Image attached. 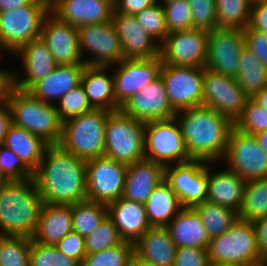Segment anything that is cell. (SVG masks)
<instances>
[{
	"instance_id": "6da1fadb",
	"label": "cell",
	"mask_w": 267,
	"mask_h": 266,
	"mask_svg": "<svg viewBox=\"0 0 267 266\" xmlns=\"http://www.w3.org/2000/svg\"><path fill=\"white\" fill-rule=\"evenodd\" d=\"M33 179L45 204L73 205L86 201V161L48 145Z\"/></svg>"
},
{
	"instance_id": "7a4b0ae2",
	"label": "cell",
	"mask_w": 267,
	"mask_h": 266,
	"mask_svg": "<svg viewBox=\"0 0 267 266\" xmlns=\"http://www.w3.org/2000/svg\"><path fill=\"white\" fill-rule=\"evenodd\" d=\"M186 150L193 160H223L234 124L216 110L201 105L176 112Z\"/></svg>"
},
{
	"instance_id": "3957f363",
	"label": "cell",
	"mask_w": 267,
	"mask_h": 266,
	"mask_svg": "<svg viewBox=\"0 0 267 266\" xmlns=\"http://www.w3.org/2000/svg\"><path fill=\"white\" fill-rule=\"evenodd\" d=\"M43 205L33 178L6 181L0 188V235L33 238Z\"/></svg>"
},
{
	"instance_id": "277c9868",
	"label": "cell",
	"mask_w": 267,
	"mask_h": 266,
	"mask_svg": "<svg viewBox=\"0 0 267 266\" xmlns=\"http://www.w3.org/2000/svg\"><path fill=\"white\" fill-rule=\"evenodd\" d=\"M11 123L26 129L48 145L59 144L63 122L55 104L45 103L27 90L12 87L7 102Z\"/></svg>"
},
{
	"instance_id": "5b68a950",
	"label": "cell",
	"mask_w": 267,
	"mask_h": 266,
	"mask_svg": "<svg viewBox=\"0 0 267 266\" xmlns=\"http://www.w3.org/2000/svg\"><path fill=\"white\" fill-rule=\"evenodd\" d=\"M110 111L92 109L63 123L59 145L85 161L104 157L105 127Z\"/></svg>"
},
{
	"instance_id": "8992f818",
	"label": "cell",
	"mask_w": 267,
	"mask_h": 266,
	"mask_svg": "<svg viewBox=\"0 0 267 266\" xmlns=\"http://www.w3.org/2000/svg\"><path fill=\"white\" fill-rule=\"evenodd\" d=\"M209 262L235 266H257L267 261L260 255L252 222L238 219L222 235L210 239Z\"/></svg>"
},
{
	"instance_id": "52a82bcc",
	"label": "cell",
	"mask_w": 267,
	"mask_h": 266,
	"mask_svg": "<svg viewBox=\"0 0 267 266\" xmlns=\"http://www.w3.org/2000/svg\"><path fill=\"white\" fill-rule=\"evenodd\" d=\"M145 123L121 109L110 112L105 127L104 157L130 165L145 158Z\"/></svg>"
},
{
	"instance_id": "ba28073f",
	"label": "cell",
	"mask_w": 267,
	"mask_h": 266,
	"mask_svg": "<svg viewBox=\"0 0 267 266\" xmlns=\"http://www.w3.org/2000/svg\"><path fill=\"white\" fill-rule=\"evenodd\" d=\"M50 12V0H33L29 5L0 12V42L15 54L26 43L40 37L42 23Z\"/></svg>"
},
{
	"instance_id": "9c48e42d",
	"label": "cell",
	"mask_w": 267,
	"mask_h": 266,
	"mask_svg": "<svg viewBox=\"0 0 267 266\" xmlns=\"http://www.w3.org/2000/svg\"><path fill=\"white\" fill-rule=\"evenodd\" d=\"M144 150L146 159L164 167L192 160L175 117L145 123Z\"/></svg>"
},
{
	"instance_id": "30bf717a",
	"label": "cell",
	"mask_w": 267,
	"mask_h": 266,
	"mask_svg": "<svg viewBox=\"0 0 267 266\" xmlns=\"http://www.w3.org/2000/svg\"><path fill=\"white\" fill-rule=\"evenodd\" d=\"M223 160L228 169L246 182L267 178V152L254 135L242 133L235 127L230 131Z\"/></svg>"
},
{
	"instance_id": "8fae6325",
	"label": "cell",
	"mask_w": 267,
	"mask_h": 266,
	"mask_svg": "<svg viewBox=\"0 0 267 266\" xmlns=\"http://www.w3.org/2000/svg\"><path fill=\"white\" fill-rule=\"evenodd\" d=\"M128 165L106 157L86 161V200L108 205L124 192Z\"/></svg>"
},
{
	"instance_id": "7c38bea8",
	"label": "cell",
	"mask_w": 267,
	"mask_h": 266,
	"mask_svg": "<svg viewBox=\"0 0 267 266\" xmlns=\"http://www.w3.org/2000/svg\"><path fill=\"white\" fill-rule=\"evenodd\" d=\"M160 76L175 112L203 105L204 67L163 63Z\"/></svg>"
},
{
	"instance_id": "4fadbf2b",
	"label": "cell",
	"mask_w": 267,
	"mask_h": 266,
	"mask_svg": "<svg viewBox=\"0 0 267 266\" xmlns=\"http://www.w3.org/2000/svg\"><path fill=\"white\" fill-rule=\"evenodd\" d=\"M79 51L83 62L88 66H112L124 59L123 49L117 31L112 23L86 25L78 27ZM89 51L94 58L83 59Z\"/></svg>"
},
{
	"instance_id": "5bb4252c",
	"label": "cell",
	"mask_w": 267,
	"mask_h": 266,
	"mask_svg": "<svg viewBox=\"0 0 267 266\" xmlns=\"http://www.w3.org/2000/svg\"><path fill=\"white\" fill-rule=\"evenodd\" d=\"M248 99L235 78L215 73L204 67V106L216 110L234 124L241 117Z\"/></svg>"
},
{
	"instance_id": "9a60e30c",
	"label": "cell",
	"mask_w": 267,
	"mask_h": 266,
	"mask_svg": "<svg viewBox=\"0 0 267 266\" xmlns=\"http://www.w3.org/2000/svg\"><path fill=\"white\" fill-rule=\"evenodd\" d=\"M209 32L191 29L169 33L160 44L164 64L205 67Z\"/></svg>"
},
{
	"instance_id": "2e32d148",
	"label": "cell",
	"mask_w": 267,
	"mask_h": 266,
	"mask_svg": "<svg viewBox=\"0 0 267 266\" xmlns=\"http://www.w3.org/2000/svg\"><path fill=\"white\" fill-rule=\"evenodd\" d=\"M208 162L190 160L165 166V181L178 196L183 207H193L206 200Z\"/></svg>"
},
{
	"instance_id": "e0dca14e",
	"label": "cell",
	"mask_w": 267,
	"mask_h": 266,
	"mask_svg": "<svg viewBox=\"0 0 267 266\" xmlns=\"http://www.w3.org/2000/svg\"><path fill=\"white\" fill-rule=\"evenodd\" d=\"M113 71L114 96L121 107L146 85L160 77L163 62L160 56L152 59L124 58Z\"/></svg>"
},
{
	"instance_id": "ac0fdd59",
	"label": "cell",
	"mask_w": 267,
	"mask_h": 266,
	"mask_svg": "<svg viewBox=\"0 0 267 266\" xmlns=\"http://www.w3.org/2000/svg\"><path fill=\"white\" fill-rule=\"evenodd\" d=\"M245 47L242 29L216 28L209 33L205 68L236 78L240 55Z\"/></svg>"
},
{
	"instance_id": "d6986e66",
	"label": "cell",
	"mask_w": 267,
	"mask_h": 266,
	"mask_svg": "<svg viewBox=\"0 0 267 266\" xmlns=\"http://www.w3.org/2000/svg\"><path fill=\"white\" fill-rule=\"evenodd\" d=\"M40 37L58 65L85 64L80 56L77 27L49 12L43 20Z\"/></svg>"
},
{
	"instance_id": "ffe728a7",
	"label": "cell",
	"mask_w": 267,
	"mask_h": 266,
	"mask_svg": "<svg viewBox=\"0 0 267 266\" xmlns=\"http://www.w3.org/2000/svg\"><path fill=\"white\" fill-rule=\"evenodd\" d=\"M120 109L143 123L170 119L176 114L169 103L161 76L132 96Z\"/></svg>"
},
{
	"instance_id": "44dd1931",
	"label": "cell",
	"mask_w": 267,
	"mask_h": 266,
	"mask_svg": "<svg viewBox=\"0 0 267 266\" xmlns=\"http://www.w3.org/2000/svg\"><path fill=\"white\" fill-rule=\"evenodd\" d=\"M111 21L117 31L126 59H152L160 56V44L142 28L135 16L113 10Z\"/></svg>"
},
{
	"instance_id": "7402d4cb",
	"label": "cell",
	"mask_w": 267,
	"mask_h": 266,
	"mask_svg": "<svg viewBox=\"0 0 267 266\" xmlns=\"http://www.w3.org/2000/svg\"><path fill=\"white\" fill-rule=\"evenodd\" d=\"M113 10L111 0H50V12L77 28L106 23L111 20Z\"/></svg>"
},
{
	"instance_id": "603a6c76",
	"label": "cell",
	"mask_w": 267,
	"mask_h": 266,
	"mask_svg": "<svg viewBox=\"0 0 267 266\" xmlns=\"http://www.w3.org/2000/svg\"><path fill=\"white\" fill-rule=\"evenodd\" d=\"M15 54L21 57L22 69L26 75L23 79H19V76L13 73V86L21 90H28L35 82L45 78L58 66L41 37L26 43Z\"/></svg>"
},
{
	"instance_id": "cb8c5ba5",
	"label": "cell",
	"mask_w": 267,
	"mask_h": 266,
	"mask_svg": "<svg viewBox=\"0 0 267 266\" xmlns=\"http://www.w3.org/2000/svg\"><path fill=\"white\" fill-rule=\"evenodd\" d=\"M165 180V167L149 159L128 165L123 198L145 204L153 189Z\"/></svg>"
},
{
	"instance_id": "d4e9b609",
	"label": "cell",
	"mask_w": 267,
	"mask_h": 266,
	"mask_svg": "<svg viewBox=\"0 0 267 266\" xmlns=\"http://www.w3.org/2000/svg\"><path fill=\"white\" fill-rule=\"evenodd\" d=\"M107 209L108 217L113 221L123 241L134 244L151 228L145 204L121 197L109 203Z\"/></svg>"
},
{
	"instance_id": "484cf974",
	"label": "cell",
	"mask_w": 267,
	"mask_h": 266,
	"mask_svg": "<svg viewBox=\"0 0 267 266\" xmlns=\"http://www.w3.org/2000/svg\"><path fill=\"white\" fill-rule=\"evenodd\" d=\"M85 66L86 64L58 65L27 91L45 103L54 104L55 101L58 103L65 94L81 84Z\"/></svg>"
},
{
	"instance_id": "4316f807",
	"label": "cell",
	"mask_w": 267,
	"mask_h": 266,
	"mask_svg": "<svg viewBox=\"0 0 267 266\" xmlns=\"http://www.w3.org/2000/svg\"><path fill=\"white\" fill-rule=\"evenodd\" d=\"M176 251L166 227H151L134 243L135 258L152 266H173Z\"/></svg>"
},
{
	"instance_id": "83f0119b",
	"label": "cell",
	"mask_w": 267,
	"mask_h": 266,
	"mask_svg": "<svg viewBox=\"0 0 267 266\" xmlns=\"http://www.w3.org/2000/svg\"><path fill=\"white\" fill-rule=\"evenodd\" d=\"M208 162V181L206 200L239 211L246 181L226 168L219 172H210Z\"/></svg>"
},
{
	"instance_id": "f1b7e54d",
	"label": "cell",
	"mask_w": 267,
	"mask_h": 266,
	"mask_svg": "<svg viewBox=\"0 0 267 266\" xmlns=\"http://www.w3.org/2000/svg\"><path fill=\"white\" fill-rule=\"evenodd\" d=\"M73 231L72 205L43 203L33 241L40 244L56 245Z\"/></svg>"
},
{
	"instance_id": "f546056e",
	"label": "cell",
	"mask_w": 267,
	"mask_h": 266,
	"mask_svg": "<svg viewBox=\"0 0 267 266\" xmlns=\"http://www.w3.org/2000/svg\"><path fill=\"white\" fill-rule=\"evenodd\" d=\"M166 228L177 248L208 249L210 238L206 227L193 208L183 207Z\"/></svg>"
},
{
	"instance_id": "4dcf8cb0",
	"label": "cell",
	"mask_w": 267,
	"mask_h": 266,
	"mask_svg": "<svg viewBox=\"0 0 267 266\" xmlns=\"http://www.w3.org/2000/svg\"><path fill=\"white\" fill-rule=\"evenodd\" d=\"M108 68V69H107ZM110 66H85L81 84L93 109L116 111L120 107L115 102L113 76H108Z\"/></svg>"
},
{
	"instance_id": "1f68e13d",
	"label": "cell",
	"mask_w": 267,
	"mask_h": 266,
	"mask_svg": "<svg viewBox=\"0 0 267 266\" xmlns=\"http://www.w3.org/2000/svg\"><path fill=\"white\" fill-rule=\"evenodd\" d=\"M3 145L12 150L32 172L39 167L48 146L41 138L12 123Z\"/></svg>"
},
{
	"instance_id": "d6a6232c",
	"label": "cell",
	"mask_w": 267,
	"mask_h": 266,
	"mask_svg": "<svg viewBox=\"0 0 267 266\" xmlns=\"http://www.w3.org/2000/svg\"><path fill=\"white\" fill-rule=\"evenodd\" d=\"M182 208L178 196L165 180L153 189L145 203L151 227H166Z\"/></svg>"
},
{
	"instance_id": "836d02e7",
	"label": "cell",
	"mask_w": 267,
	"mask_h": 266,
	"mask_svg": "<svg viewBox=\"0 0 267 266\" xmlns=\"http://www.w3.org/2000/svg\"><path fill=\"white\" fill-rule=\"evenodd\" d=\"M235 79L248 98H253L267 87V69L246 46L241 52L239 70Z\"/></svg>"
},
{
	"instance_id": "e575fe53",
	"label": "cell",
	"mask_w": 267,
	"mask_h": 266,
	"mask_svg": "<svg viewBox=\"0 0 267 266\" xmlns=\"http://www.w3.org/2000/svg\"><path fill=\"white\" fill-rule=\"evenodd\" d=\"M200 216L210 239L222 235L239 219L238 212L207 200L192 207Z\"/></svg>"
},
{
	"instance_id": "d590c367",
	"label": "cell",
	"mask_w": 267,
	"mask_h": 266,
	"mask_svg": "<svg viewBox=\"0 0 267 266\" xmlns=\"http://www.w3.org/2000/svg\"><path fill=\"white\" fill-rule=\"evenodd\" d=\"M267 217V178L246 182L238 218L254 222Z\"/></svg>"
},
{
	"instance_id": "8d00e7d4",
	"label": "cell",
	"mask_w": 267,
	"mask_h": 266,
	"mask_svg": "<svg viewBox=\"0 0 267 266\" xmlns=\"http://www.w3.org/2000/svg\"><path fill=\"white\" fill-rule=\"evenodd\" d=\"M217 28L244 30L250 21L251 0H215Z\"/></svg>"
},
{
	"instance_id": "74e56055",
	"label": "cell",
	"mask_w": 267,
	"mask_h": 266,
	"mask_svg": "<svg viewBox=\"0 0 267 266\" xmlns=\"http://www.w3.org/2000/svg\"><path fill=\"white\" fill-rule=\"evenodd\" d=\"M108 216L107 205L83 201L72 205L73 231L88 236Z\"/></svg>"
},
{
	"instance_id": "f35d334b",
	"label": "cell",
	"mask_w": 267,
	"mask_h": 266,
	"mask_svg": "<svg viewBox=\"0 0 267 266\" xmlns=\"http://www.w3.org/2000/svg\"><path fill=\"white\" fill-rule=\"evenodd\" d=\"M31 238L0 235V266H30Z\"/></svg>"
},
{
	"instance_id": "ab89813d",
	"label": "cell",
	"mask_w": 267,
	"mask_h": 266,
	"mask_svg": "<svg viewBox=\"0 0 267 266\" xmlns=\"http://www.w3.org/2000/svg\"><path fill=\"white\" fill-rule=\"evenodd\" d=\"M134 257V244L122 241L114 247L87 254L81 266H130Z\"/></svg>"
},
{
	"instance_id": "60d3db41",
	"label": "cell",
	"mask_w": 267,
	"mask_h": 266,
	"mask_svg": "<svg viewBox=\"0 0 267 266\" xmlns=\"http://www.w3.org/2000/svg\"><path fill=\"white\" fill-rule=\"evenodd\" d=\"M84 240L87 254L114 247L123 241L116 226L108 216Z\"/></svg>"
},
{
	"instance_id": "b9f144b4",
	"label": "cell",
	"mask_w": 267,
	"mask_h": 266,
	"mask_svg": "<svg viewBox=\"0 0 267 266\" xmlns=\"http://www.w3.org/2000/svg\"><path fill=\"white\" fill-rule=\"evenodd\" d=\"M138 24L161 44L168 35L162 4L156 2L135 15Z\"/></svg>"
},
{
	"instance_id": "7bdbcfd3",
	"label": "cell",
	"mask_w": 267,
	"mask_h": 266,
	"mask_svg": "<svg viewBox=\"0 0 267 266\" xmlns=\"http://www.w3.org/2000/svg\"><path fill=\"white\" fill-rule=\"evenodd\" d=\"M30 266H81V264L61 253L55 245L40 244L32 240Z\"/></svg>"
},
{
	"instance_id": "ee69618b",
	"label": "cell",
	"mask_w": 267,
	"mask_h": 266,
	"mask_svg": "<svg viewBox=\"0 0 267 266\" xmlns=\"http://www.w3.org/2000/svg\"><path fill=\"white\" fill-rule=\"evenodd\" d=\"M234 127L242 133L255 135L267 130V110L249 98L241 117L234 123Z\"/></svg>"
},
{
	"instance_id": "f6af8a7d",
	"label": "cell",
	"mask_w": 267,
	"mask_h": 266,
	"mask_svg": "<svg viewBox=\"0 0 267 266\" xmlns=\"http://www.w3.org/2000/svg\"><path fill=\"white\" fill-rule=\"evenodd\" d=\"M58 102L59 105H55L63 123L93 109L82 84L70 90Z\"/></svg>"
},
{
	"instance_id": "bcb514c9",
	"label": "cell",
	"mask_w": 267,
	"mask_h": 266,
	"mask_svg": "<svg viewBox=\"0 0 267 266\" xmlns=\"http://www.w3.org/2000/svg\"><path fill=\"white\" fill-rule=\"evenodd\" d=\"M162 6L168 34L192 29V14L189 0H175Z\"/></svg>"
},
{
	"instance_id": "7dc6e473",
	"label": "cell",
	"mask_w": 267,
	"mask_h": 266,
	"mask_svg": "<svg viewBox=\"0 0 267 266\" xmlns=\"http://www.w3.org/2000/svg\"><path fill=\"white\" fill-rule=\"evenodd\" d=\"M0 175L6 181H21L33 178V172L5 145H0Z\"/></svg>"
},
{
	"instance_id": "c3c4849f",
	"label": "cell",
	"mask_w": 267,
	"mask_h": 266,
	"mask_svg": "<svg viewBox=\"0 0 267 266\" xmlns=\"http://www.w3.org/2000/svg\"><path fill=\"white\" fill-rule=\"evenodd\" d=\"M192 29L211 32L217 28L215 0H189Z\"/></svg>"
},
{
	"instance_id": "681fc988",
	"label": "cell",
	"mask_w": 267,
	"mask_h": 266,
	"mask_svg": "<svg viewBox=\"0 0 267 266\" xmlns=\"http://www.w3.org/2000/svg\"><path fill=\"white\" fill-rule=\"evenodd\" d=\"M55 246L61 253L77 260L80 264L87 255L84 237L74 231L69 232Z\"/></svg>"
},
{
	"instance_id": "f907efd6",
	"label": "cell",
	"mask_w": 267,
	"mask_h": 266,
	"mask_svg": "<svg viewBox=\"0 0 267 266\" xmlns=\"http://www.w3.org/2000/svg\"><path fill=\"white\" fill-rule=\"evenodd\" d=\"M207 249L194 247L177 248L173 266H208Z\"/></svg>"
},
{
	"instance_id": "816d5d0a",
	"label": "cell",
	"mask_w": 267,
	"mask_h": 266,
	"mask_svg": "<svg viewBox=\"0 0 267 266\" xmlns=\"http://www.w3.org/2000/svg\"><path fill=\"white\" fill-rule=\"evenodd\" d=\"M245 46L252 51L267 69V33L252 29L249 25L243 30Z\"/></svg>"
},
{
	"instance_id": "f5cc1de1",
	"label": "cell",
	"mask_w": 267,
	"mask_h": 266,
	"mask_svg": "<svg viewBox=\"0 0 267 266\" xmlns=\"http://www.w3.org/2000/svg\"><path fill=\"white\" fill-rule=\"evenodd\" d=\"M249 26L257 31L267 33V2L251 4Z\"/></svg>"
},
{
	"instance_id": "db71d44e",
	"label": "cell",
	"mask_w": 267,
	"mask_h": 266,
	"mask_svg": "<svg viewBox=\"0 0 267 266\" xmlns=\"http://www.w3.org/2000/svg\"><path fill=\"white\" fill-rule=\"evenodd\" d=\"M156 2V0H116L114 9L120 13L135 16L137 13Z\"/></svg>"
},
{
	"instance_id": "11a10c76",
	"label": "cell",
	"mask_w": 267,
	"mask_h": 266,
	"mask_svg": "<svg viewBox=\"0 0 267 266\" xmlns=\"http://www.w3.org/2000/svg\"><path fill=\"white\" fill-rule=\"evenodd\" d=\"M252 223L256 231L260 255L267 261V217L255 220Z\"/></svg>"
},
{
	"instance_id": "9f6ffc18",
	"label": "cell",
	"mask_w": 267,
	"mask_h": 266,
	"mask_svg": "<svg viewBox=\"0 0 267 266\" xmlns=\"http://www.w3.org/2000/svg\"><path fill=\"white\" fill-rule=\"evenodd\" d=\"M13 87V72L5 70L0 71V107L6 106L8 95Z\"/></svg>"
},
{
	"instance_id": "6f0895ef",
	"label": "cell",
	"mask_w": 267,
	"mask_h": 266,
	"mask_svg": "<svg viewBox=\"0 0 267 266\" xmlns=\"http://www.w3.org/2000/svg\"><path fill=\"white\" fill-rule=\"evenodd\" d=\"M11 124V114L8 104L0 107V145L4 143L8 127Z\"/></svg>"
},
{
	"instance_id": "680465c9",
	"label": "cell",
	"mask_w": 267,
	"mask_h": 266,
	"mask_svg": "<svg viewBox=\"0 0 267 266\" xmlns=\"http://www.w3.org/2000/svg\"><path fill=\"white\" fill-rule=\"evenodd\" d=\"M33 0H0V12L14 10L29 5Z\"/></svg>"
},
{
	"instance_id": "91938a15",
	"label": "cell",
	"mask_w": 267,
	"mask_h": 266,
	"mask_svg": "<svg viewBox=\"0 0 267 266\" xmlns=\"http://www.w3.org/2000/svg\"><path fill=\"white\" fill-rule=\"evenodd\" d=\"M257 104L267 110V87L262 89L258 94L252 98Z\"/></svg>"
},
{
	"instance_id": "94428289",
	"label": "cell",
	"mask_w": 267,
	"mask_h": 266,
	"mask_svg": "<svg viewBox=\"0 0 267 266\" xmlns=\"http://www.w3.org/2000/svg\"><path fill=\"white\" fill-rule=\"evenodd\" d=\"M258 144L267 152V130L254 135Z\"/></svg>"
},
{
	"instance_id": "6125c7cd",
	"label": "cell",
	"mask_w": 267,
	"mask_h": 266,
	"mask_svg": "<svg viewBox=\"0 0 267 266\" xmlns=\"http://www.w3.org/2000/svg\"><path fill=\"white\" fill-rule=\"evenodd\" d=\"M130 266H152V265L145 264L134 257Z\"/></svg>"
},
{
	"instance_id": "be15d7a7",
	"label": "cell",
	"mask_w": 267,
	"mask_h": 266,
	"mask_svg": "<svg viewBox=\"0 0 267 266\" xmlns=\"http://www.w3.org/2000/svg\"><path fill=\"white\" fill-rule=\"evenodd\" d=\"M208 266H235V265L221 264V263H212V262H210Z\"/></svg>"
},
{
	"instance_id": "e7e4bbea",
	"label": "cell",
	"mask_w": 267,
	"mask_h": 266,
	"mask_svg": "<svg viewBox=\"0 0 267 266\" xmlns=\"http://www.w3.org/2000/svg\"><path fill=\"white\" fill-rule=\"evenodd\" d=\"M157 2H159L160 3V1H161V3L160 4H165V3H169V2H172V1H175V0H156Z\"/></svg>"
},
{
	"instance_id": "03108f58",
	"label": "cell",
	"mask_w": 267,
	"mask_h": 266,
	"mask_svg": "<svg viewBox=\"0 0 267 266\" xmlns=\"http://www.w3.org/2000/svg\"><path fill=\"white\" fill-rule=\"evenodd\" d=\"M6 182V180L0 175V188Z\"/></svg>"
},
{
	"instance_id": "003e7915",
	"label": "cell",
	"mask_w": 267,
	"mask_h": 266,
	"mask_svg": "<svg viewBox=\"0 0 267 266\" xmlns=\"http://www.w3.org/2000/svg\"><path fill=\"white\" fill-rule=\"evenodd\" d=\"M267 2V0H251V3Z\"/></svg>"
},
{
	"instance_id": "a7ac6f4b",
	"label": "cell",
	"mask_w": 267,
	"mask_h": 266,
	"mask_svg": "<svg viewBox=\"0 0 267 266\" xmlns=\"http://www.w3.org/2000/svg\"><path fill=\"white\" fill-rule=\"evenodd\" d=\"M3 50H5L0 42V55L3 52ZM1 57V56H0ZM0 71H4L3 69L0 68Z\"/></svg>"
},
{
	"instance_id": "89a4df30",
	"label": "cell",
	"mask_w": 267,
	"mask_h": 266,
	"mask_svg": "<svg viewBox=\"0 0 267 266\" xmlns=\"http://www.w3.org/2000/svg\"><path fill=\"white\" fill-rule=\"evenodd\" d=\"M257 266H267V262Z\"/></svg>"
}]
</instances>
